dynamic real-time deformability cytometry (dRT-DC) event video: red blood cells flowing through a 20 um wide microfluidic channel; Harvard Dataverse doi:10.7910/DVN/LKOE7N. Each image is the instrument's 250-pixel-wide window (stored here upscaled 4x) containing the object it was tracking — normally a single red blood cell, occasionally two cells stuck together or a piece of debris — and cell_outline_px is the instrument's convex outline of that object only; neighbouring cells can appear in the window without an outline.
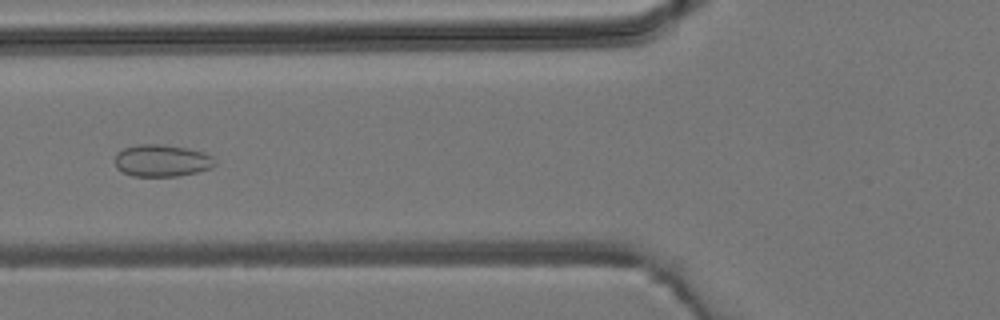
{"species": "common noctule bat (a hibernating species)", "species_latin": "Nyctalus noctula", "temperature_condition": "room temperature", "stored_images_in_passage": 6, "camera_frame_rate_fps": 3000, "um_per_image_px": 0.085, "animal": {"sex": "male", "body_mass_g": 19.2, "forearm_length_mm": 51.8}, "frame": {"image": 1, "passage_image": 6, "time_ms": 5.667, "image_size_px": [1000, 320], "cell_outline_px": [[216, 164], [212, 168], [196, 172], [176, 176], [132, 176], [116, 168], [116, 152], [124, 148], [136, 144], [164, 144], [188, 148], [204, 152], [212, 156], [216, 160]], "centroid_in_image_um": [13.77, 13.64], "position_along_channel_um": 112.0, "area_um2": 18.84}}